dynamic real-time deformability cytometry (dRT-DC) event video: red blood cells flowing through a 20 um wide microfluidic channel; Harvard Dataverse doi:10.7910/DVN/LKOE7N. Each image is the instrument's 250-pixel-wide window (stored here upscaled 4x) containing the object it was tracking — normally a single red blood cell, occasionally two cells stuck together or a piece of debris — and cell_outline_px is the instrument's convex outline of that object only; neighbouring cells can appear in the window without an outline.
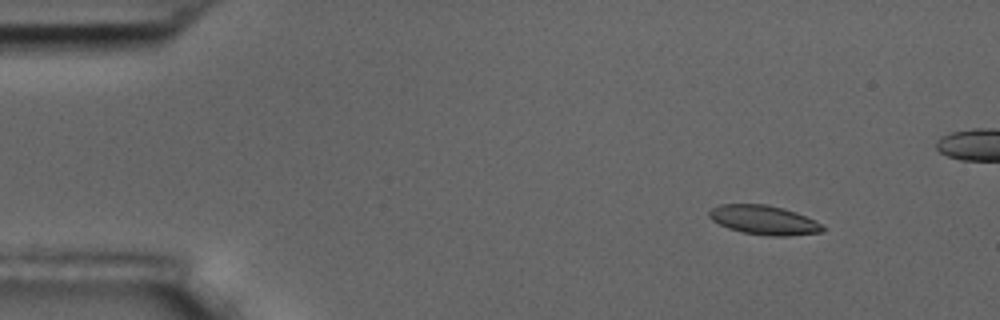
{"species": "common noctule bat (a hibernating species)", "species_latin": "Nyctalus noctula", "temperature_condition": "room temperature", "stored_images_in_passage": 4, "camera_frame_rate_fps": 3000, "um_per_image_px": 0.085, "animal": {"sex": "male", "body_mass_g": 17.5, "forearm_length_mm": 52.3}, "frame": {"image": 1, "passage_image": 1, "time_ms": 0.0, "image_size_px": [1000, 320], "cell_outline_px": [[824, 232], [788, 236], [768, 236], [744, 232], [728, 228], [712, 220], [708, 216], [708, 212], [712, 208], [720, 204], [764, 204], [784, 208], [796, 212], [816, 220], [824, 228]], "centroid_in_image_um": [64.94, 18.7], "position_along_channel_um": 20.1, "area_um2": 19.36}}